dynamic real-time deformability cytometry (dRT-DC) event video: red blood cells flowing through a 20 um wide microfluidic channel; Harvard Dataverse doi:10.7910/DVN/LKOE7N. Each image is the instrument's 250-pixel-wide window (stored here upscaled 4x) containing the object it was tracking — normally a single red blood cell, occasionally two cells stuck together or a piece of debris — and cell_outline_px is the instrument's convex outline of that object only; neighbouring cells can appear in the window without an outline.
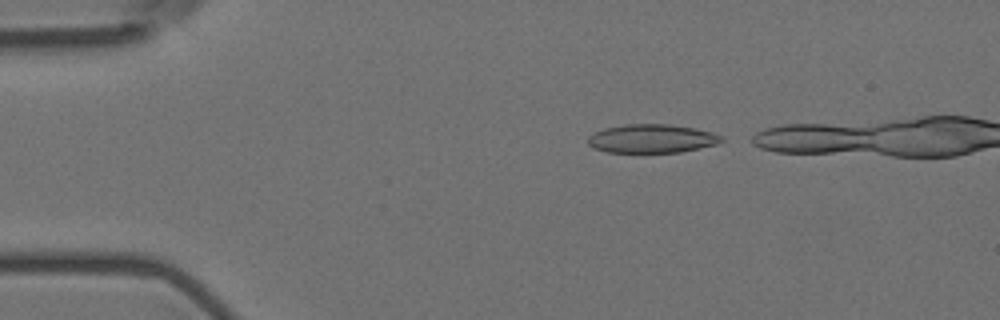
{"species": "Egyptian fruit bat (a non-hibernating species)", "species_latin": "Rousettus aegyptiacus", "temperature_condition": "room temperature", "stored_images_in_passage": 39, "camera_frame_rate_fps": 3000, "um_per_image_px": 0.085, "animal": {"sex": "female"}, "frame": {"image": 1, "passage_image": 3, "time_ms": 0.667, "image_size_px": [1000, 320], "cell_outline_px": [[724, 140], [716, 144], [680, 152], [608, 152], [592, 148], [588, 144], [588, 136], [604, 128], [624, 124], [668, 124], [696, 128], [712, 132], [724, 136]], "centroid_in_image_um": [55.41, 11.77], "position_along_channel_um": 29.6, "area_um2": 22.31}}
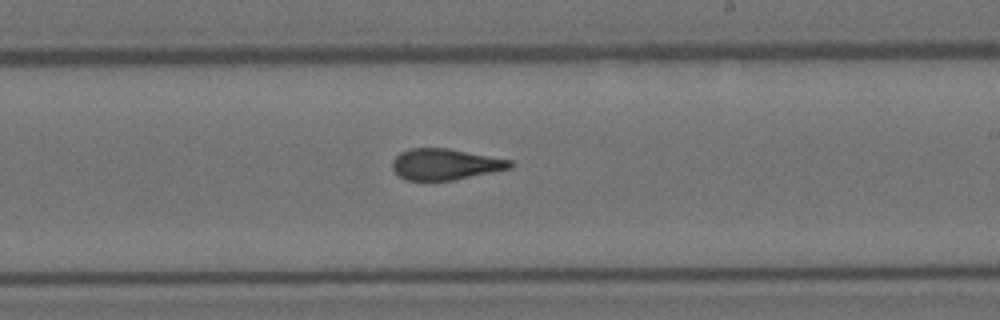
{"frame": {"image": 2, "passage_image": 26, "time_ms": 8.333, "image_size_px": [1000, 320], "cell_outline_px": [[512, 168], [452, 180], [404, 180], [392, 168], [392, 160], [400, 152], [408, 148], [448, 148], [512, 160]], "centroid_in_image_um": [37.82, 13.95], "position_along_channel_um": 251.2, "area_um2": 21.27}}
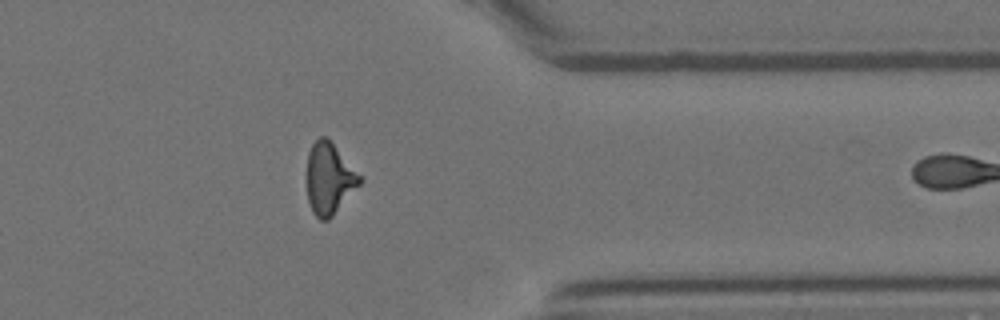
{"frame": {"image": 3, "passage_image": 38, "time_ms": 12.333, "image_size_px": [1000, 320], "cell_outline_px": [[364, 180], [332, 216], [328, 220], [320, 220], [312, 212], [308, 200], [308, 152], [312, 144], [320, 136], [324, 136], [332, 144]], "centroid_in_image_um": [27.98, 15.22], "position_along_channel_um": 383.4, "area_um2": 21.39}}